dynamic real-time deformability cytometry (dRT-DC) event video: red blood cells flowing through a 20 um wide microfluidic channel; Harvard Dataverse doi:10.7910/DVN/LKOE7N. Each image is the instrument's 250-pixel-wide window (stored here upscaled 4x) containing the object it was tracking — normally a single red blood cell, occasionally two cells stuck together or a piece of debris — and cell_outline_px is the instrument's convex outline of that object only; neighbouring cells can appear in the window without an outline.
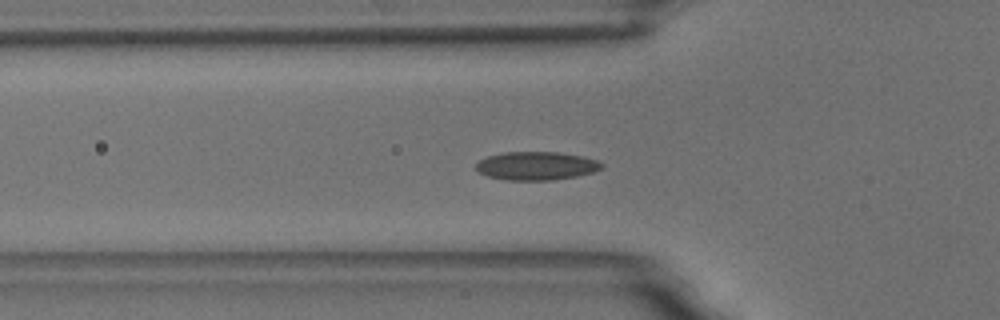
{"species": "common noctule bat (a hibernating species)", "species_latin": "Nyctalus noctula", "temperature_condition": "room temperature", "stored_images_in_passage": 41, "camera_frame_rate_fps": 3000, "um_per_image_px": 0.085, "animal": {"sex": "male", "body_mass_g": 18.8}, "frame": {"image": 1, "passage_image": 3, "time_ms": 0.667, "image_size_px": [1000, 320], "cell_outline_px": [[604, 168], [592, 172], [576, 176], [552, 180], [504, 180], [488, 176], [480, 172], [476, 168], [476, 164], [480, 160], [488, 156], [504, 152], [560, 152], [580, 156], [596, 160], [604, 164]], "centroid_in_image_um": [45.6, 14.1], "position_along_channel_um": 80.2, "area_um2": 20.69}}
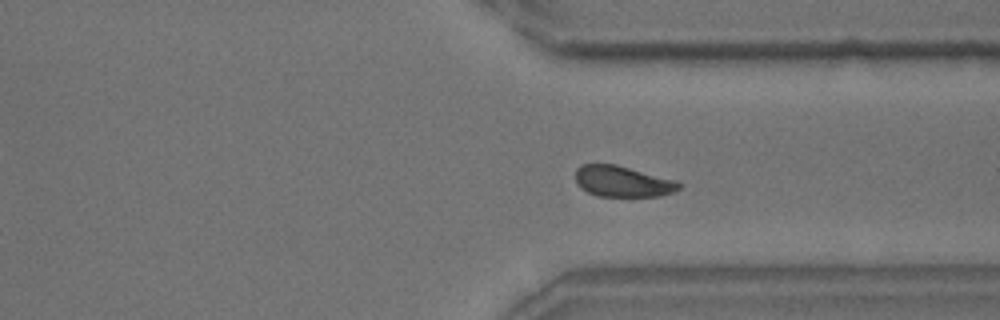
{"frame": {"image": 2, "passage_image": 26, "time_ms": 8.333, "image_size_px": [1000, 320], "cell_outline_px": [[680, 188], [672, 192], [660, 196], [596, 196], [580, 188], [576, 184], [576, 168], [580, 164], [616, 164], [676, 180], [680, 184]], "centroid_in_image_um": [52.88, 15.41], "position_along_channel_um": 358.5, "area_um2": 18.73}}
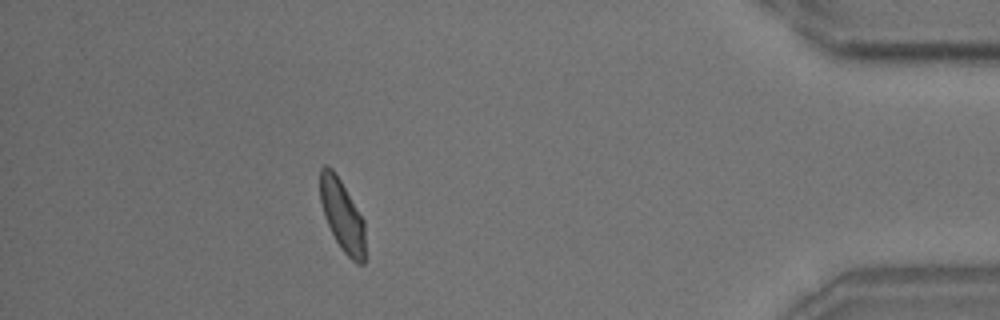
{"frame": {"image": 3, "passage_image": 34, "time_ms": 11.0, "image_size_px": [1000, 320], "cell_outline_px": [[364, 264], [356, 264], [340, 248], [324, 216], [320, 200], [320, 168], [324, 164], [332, 168], [340, 180], [364, 220]], "centroid_in_image_um": [29.07, 18.3], "position_along_channel_um": 406.1, "area_um2": 18.55}, "authors_computed_cell_mechanics": {"area_um2": 19.4786, "velocity_mm_per_s": 3.6239, "shape_relaxation_time_tau1_ms": 5.0488, "shape_relaxation_time_tau2_ms": 0.7896, "deformation_change_tau1": 0.1028, "deformation_change_tau2": 0.0437}}